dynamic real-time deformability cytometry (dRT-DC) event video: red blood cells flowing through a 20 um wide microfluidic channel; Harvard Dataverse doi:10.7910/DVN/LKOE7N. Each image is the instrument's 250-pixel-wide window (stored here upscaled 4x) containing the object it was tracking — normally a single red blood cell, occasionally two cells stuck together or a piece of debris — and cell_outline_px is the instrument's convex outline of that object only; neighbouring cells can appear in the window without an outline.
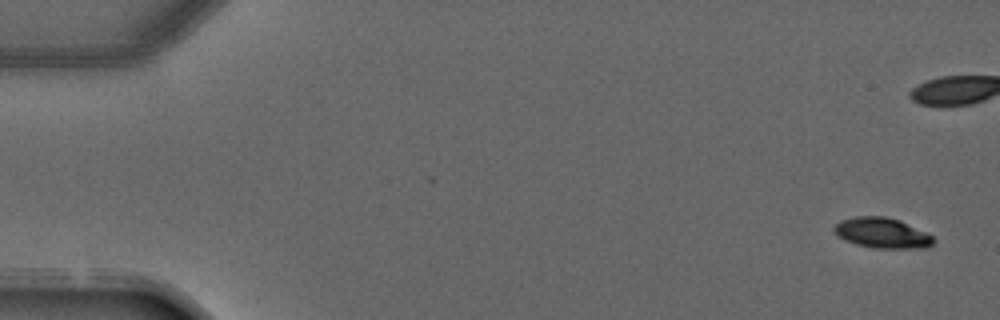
{"species": "common noctule bat (a hibernating species)", "species_latin": "Nyctalus noctula", "temperature_condition": "warm", "stored_images_in_passage": 5, "camera_frame_rate_fps": 3000, "um_per_image_px": 0.085, "animal": {"sex": "male", "forearm_length_mm": 52.5}, "frame": {"image": 1, "passage_image": 1, "time_ms": 0.0, "image_size_px": [1000, 320], "cell_outline_px": [[936, 240], [928, 248], [872, 248], [856, 244], [844, 240], [832, 228], [840, 220], [856, 216], [884, 216], [900, 220], [932, 236]], "centroid_in_image_um": [74.98, 19.8], "position_along_channel_um": 10.0, "area_um2": 17.51}}
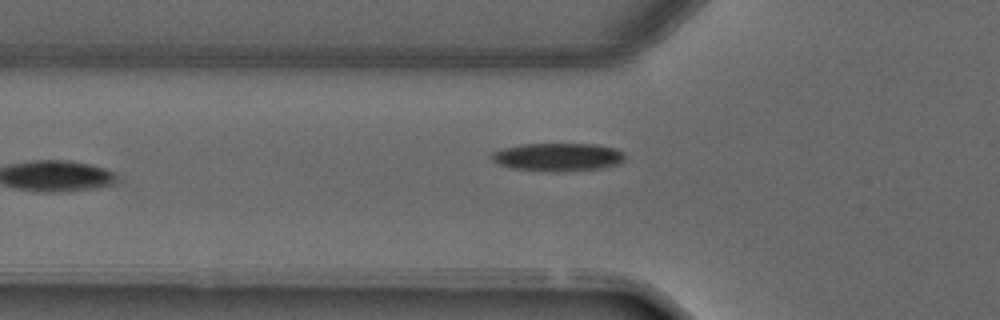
{"frame": {"image": 2, "passage_image": 5, "time_ms": 5.333, "image_size_px": [1000, 320], "cell_outline_px": [[624, 160], [620, 164], [600, 168], [556, 172], [512, 168], [500, 164], [492, 160], [492, 152], [504, 148], [524, 144], [592, 144], [612, 148], [620, 152], [624, 156]], "centroid_in_image_um": [47.41, 13.35], "position_along_channel_um": 78.4, "area_um2": 21.44}}